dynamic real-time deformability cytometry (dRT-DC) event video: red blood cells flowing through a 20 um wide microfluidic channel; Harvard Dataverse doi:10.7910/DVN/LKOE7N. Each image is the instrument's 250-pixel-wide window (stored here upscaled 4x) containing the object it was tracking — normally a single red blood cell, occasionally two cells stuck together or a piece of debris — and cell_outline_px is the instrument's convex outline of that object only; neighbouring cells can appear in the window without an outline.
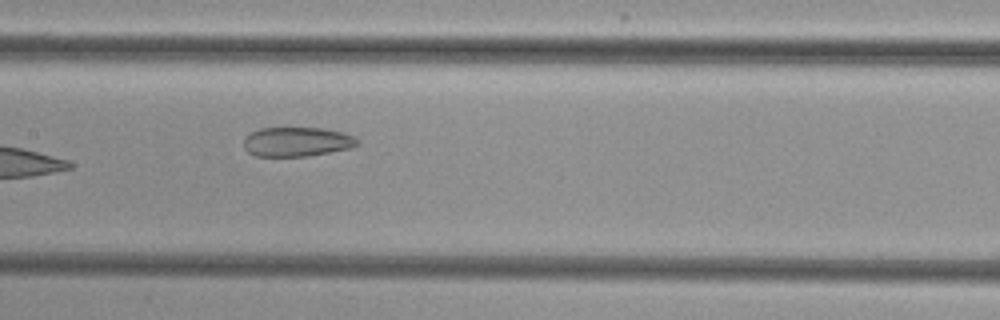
{"species": "common noctule bat (a hibernating species)", "species_latin": "Nyctalus noctula", "temperature_condition": "cold", "stored_images_in_passage": 8, "camera_frame_rate_fps": 3000, "um_per_image_px": 0.085, "animal": {"sex": "female", "body_mass_g": 29.2, "forearm_length_mm": 56.3}, "frame": {"image": 1, "passage_image": 7, "time_ms": 8.0, "image_size_px": [1000, 320], "cell_outline_px": [[356, 144], [348, 148], [308, 156], [256, 156], [248, 152], [244, 148], [244, 136], [260, 128], [324, 128], [344, 132], [352, 136], [356, 140]], "centroid_in_image_um": [25.17, 12.04], "position_along_channel_um": 182.2, "area_um2": 19.25}}
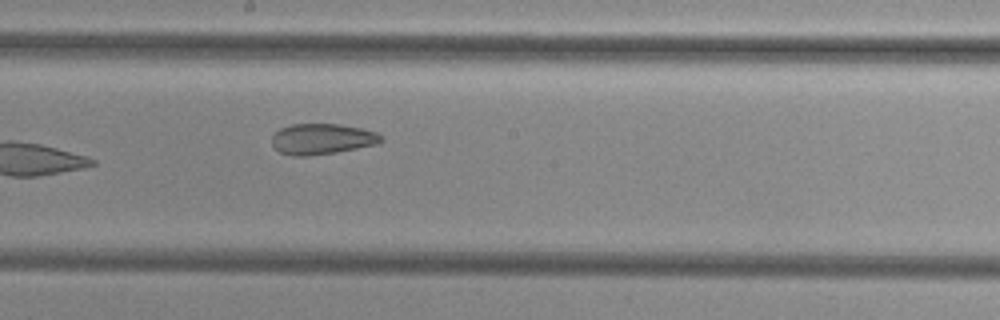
{"frame": {"image": 2, "passage_image": 8, "time_ms": 9.0, "image_size_px": [1000, 320], "cell_outline_px": [[384, 140], [376, 144], [336, 152], [308, 156], [292, 156], [280, 152], [272, 144], [272, 136], [280, 128], [292, 124], [340, 124], [364, 128], [376, 132], [384, 136]], "centroid_in_image_um": [27.39, 11.8], "position_along_channel_um": 220.8, "area_um2": 19.65}}